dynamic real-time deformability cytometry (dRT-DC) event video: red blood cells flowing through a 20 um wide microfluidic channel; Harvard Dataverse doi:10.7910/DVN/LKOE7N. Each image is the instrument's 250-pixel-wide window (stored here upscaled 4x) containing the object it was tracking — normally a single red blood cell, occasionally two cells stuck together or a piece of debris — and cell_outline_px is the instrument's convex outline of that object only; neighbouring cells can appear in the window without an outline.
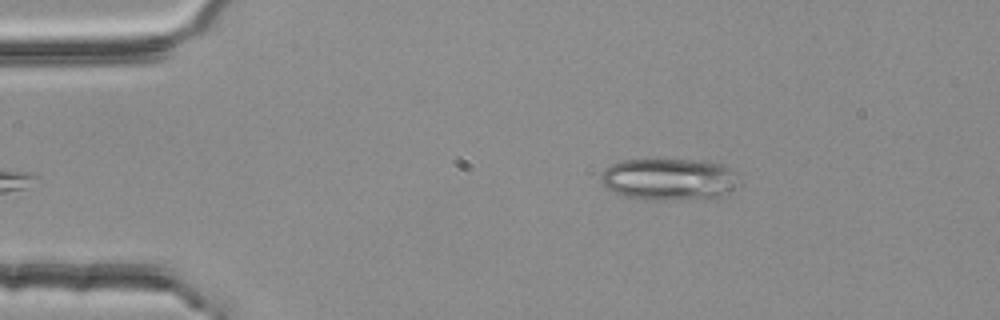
{"species": "common noctule bat (a hibernating species)", "species_latin": "Nyctalus noctula", "temperature_condition": "room temperature", "stored_images_in_passage": 46, "camera_frame_rate_fps": 3000, "um_per_image_px": 0.085, "animal": {"sex": "female", "body_mass_g": 25.1}, "frame": {"image": 1, "passage_image": 2, "time_ms": 0.333, "image_size_px": [1000, 320], "cell_outline_px": [[732, 188], [720, 196], [664, 200], [636, 200], [612, 192], [600, 180], [600, 172], [604, 168], [612, 164], [624, 160], [656, 156], [708, 160], [724, 164], [732, 168]], "centroid_in_image_um": [56.72, 15.16], "position_along_channel_um": 28.3, "area_um2": 34.56}}
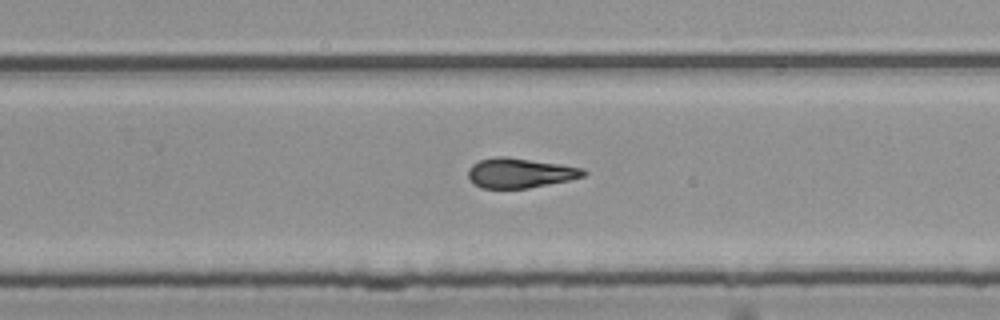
{"frame": {"image": 2, "passage_image": 27, "time_ms": 8.667, "image_size_px": [1000, 320], "cell_outline_px": [[588, 172], [584, 176], [568, 180], [528, 188], [484, 188], [476, 184], [468, 176], [468, 168], [472, 164], [480, 160], [492, 156], [508, 156], [560, 164], [584, 168]], "centroid_in_image_um": [44.2, 14.68], "position_along_channel_um": 285.6, "area_um2": 20.0}}
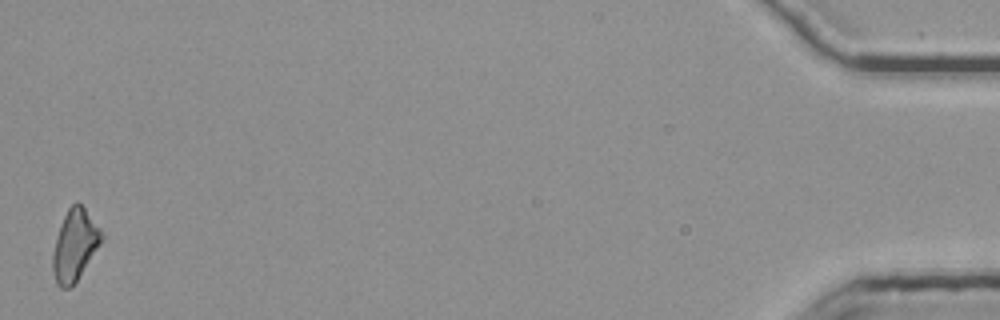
{"frame": {"image": 3, "passage_image": 46, "time_ms": 15.0, "image_size_px": [1000, 320], "cell_outline_px": [[104, 236], [100, 244], [76, 280], [68, 288], [60, 288], [56, 284], [52, 272], [52, 256], [56, 236], [60, 224], [68, 208], [76, 200], [84, 208], [100, 228]], "centroid_in_image_um": [6.32, 20.82], "position_along_channel_um": 428.9, "area_um2": 20.0}, "authors_computed_cell_mechanics": {"area_um2": 20.4034, "velocity_mm_per_s": 3.8002, "shape_relaxation_time_tau1_ms": null, "shape_relaxation_time_tau2_ms": 1.5447, "deformation_change_tau1": null, "deformation_change_tau2": 0.0952}}